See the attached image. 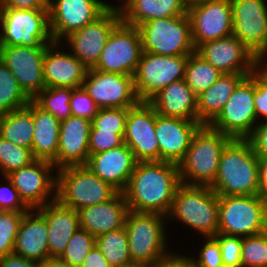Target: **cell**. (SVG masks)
<instances>
[{
  "label": "cell",
  "instance_id": "18",
  "mask_svg": "<svg viewBox=\"0 0 267 267\" xmlns=\"http://www.w3.org/2000/svg\"><path fill=\"white\" fill-rule=\"evenodd\" d=\"M119 8H107L93 22L66 36L73 55L88 69L96 65L112 30L121 22Z\"/></svg>",
  "mask_w": 267,
  "mask_h": 267
},
{
  "label": "cell",
  "instance_id": "11",
  "mask_svg": "<svg viewBox=\"0 0 267 267\" xmlns=\"http://www.w3.org/2000/svg\"><path fill=\"white\" fill-rule=\"evenodd\" d=\"M142 41L138 27L120 22L111 32L92 69L134 76L142 55Z\"/></svg>",
  "mask_w": 267,
  "mask_h": 267
},
{
  "label": "cell",
  "instance_id": "30",
  "mask_svg": "<svg viewBox=\"0 0 267 267\" xmlns=\"http://www.w3.org/2000/svg\"><path fill=\"white\" fill-rule=\"evenodd\" d=\"M26 107L32 112L34 123L33 156L53 163L57 159L61 122L33 100Z\"/></svg>",
  "mask_w": 267,
  "mask_h": 267
},
{
  "label": "cell",
  "instance_id": "20",
  "mask_svg": "<svg viewBox=\"0 0 267 267\" xmlns=\"http://www.w3.org/2000/svg\"><path fill=\"white\" fill-rule=\"evenodd\" d=\"M196 53L221 73L249 75L257 68L256 56L233 34L200 44Z\"/></svg>",
  "mask_w": 267,
  "mask_h": 267
},
{
  "label": "cell",
  "instance_id": "45",
  "mask_svg": "<svg viewBox=\"0 0 267 267\" xmlns=\"http://www.w3.org/2000/svg\"><path fill=\"white\" fill-rule=\"evenodd\" d=\"M124 144V134H113L101 130H90L89 133V156L107 151Z\"/></svg>",
  "mask_w": 267,
  "mask_h": 267
},
{
  "label": "cell",
  "instance_id": "25",
  "mask_svg": "<svg viewBox=\"0 0 267 267\" xmlns=\"http://www.w3.org/2000/svg\"><path fill=\"white\" fill-rule=\"evenodd\" d=\"M50 203L36 208L45 220L48 229L49 257H60L71 236L80 228L79 213L56 200V193Z\"/></svg>",
  "mask_w": 267,
  "mask_h": 267
},
{
  "label": "cell",
  "instance_id": "31",
  "mask_svg": "<svg viewBox=\"0 0 267 267\" xmlns=\"http://www.w3.org/2000/svg\"><path fill=\"white\" fill-rule=\"evenodd\" d=\"M246 76L243 73H222L212 86L197 96V121L209 125Z\"/></svg>",
  "mask_w": 267,
  "mask_h": 267
},
{
  "label": "cell",
  "instance_id": "39",
  "mask_svg": "<svg viewBox=\"0 0 267 267\" xmlns=\"http://www.w3.org/2000/svg\"><path fill=\"white\" fill-rule=\"evenodd\" d=\"M35 160L32 150L17 146L0 136V170L5 177Z\"/></svg>",
  "mask_w": 267,
  "mask_h": 267
},
{
  "label": "cell",
  "instance_id": "10",
  "mask_svg": "<svg viewBox=\"0 0 267 267\" xmlns=\"http://www.w3.org/2000/svg\"><path fill=\"white\" fill-rule=\"evenodd\" d=\"M188 55H157L142 52L133 76L140 101H149L164 87L185 78Z\"/></svg>",
  "mask_w": 267,
  "mask_h": 267
},
{
  "label": "cell",
  "instance_id": "15",
  "mask_svg": "<svg viewBox=\"0 0 267 267\" xmlns=\"http://www.w3.org/2000/svg\"><path fill=\"white\" fill-rule=\"evenodd\" d=\"M47 47L0 46V60L33 100L44 88L43 61Z\"/></svg>",
  "mask_w": 267,
  "mask_h": 267
},
{
  "label": "cell",
  "instance_id": "17",
  "mask_svg": "<svg viewBox=\"0 0 267 267\" xmlns=\"http://www.w3.org/2000/svg\"><path fill=\"white\" fill-rule=\"evenodd\" d=\"M156 111L148 101L129 108L124 143L137 162L159 161V145L155 133Z\"/></svg>",
  "mask_w": 267,
  "mask_h": 267
},
{
  "label": "cell",
  "instance_id": "3",
  "mask_svg": "<svg viewBox=\"0 0 267 267\" xmlns=\"http://www.w3.org/2000/svg\"><path fill=\"white\" fill-rule=\"evenodd\" d=\"M231 139L209 125H201L194 133L184 159L178 164L181 184L210 186L217 176L222 150Z\"/></svg>",
  "mask_w": 267,
  "mask_h": 267
},
{
  "label": "cell",
  "instance_id": "43",
  "mask_svg": "<svg viewBox=\"0 0 267 267\" xmlns=\"http://www.w3.org/2000/svg\"><path fill=\"white\" fill-rule=\"evenodd\" d=\"M214 238L220 244V251L224 267H242V237L217 233Z\"/></svg>",
  "mask_w": 267,
  "mask_h": 267
},
{
  "label": "cell",
  "instance_id": "47",
  "mask_svg": "<svg viewBox=\"0 0 267 267\" xmlns=\"http://www.w3.org/2000/svg\"><path fill=\"white\" fill-rule=\"evenodd\" d=\"M253 82L256 118L267 119V77L258 68L253 71Z\"/></svg>",
  "mask_w": 267,
  "mask_h": 267
},
{
  "label": "cell",
  "instance_id": "48",
  "mask_svg": "<svg viewBox=\"0 0 267 267\" xmlns=\"http://www.w3.org/2000/svg\"><path fill=\"white\" fill-rule=\"evenodd\" d=\"M6 180L9 185L0 187V210L29 211L12 182L8 178Z\"/></svg>",
  "mask_w": 267,
  "mask_h": 267
},
{
  "label": "cell",
  "instance_id": "52",
  "mask_svg": "<svg viewBox=\"0 0 267 267\" xmlns=\"http://www.w3.org/2000/svg\"><path fill=\"white\" fill-rule=\"evenodd\" d=\"M81 267H111L100 249L95 245L85 257Z\"/></svg>",
  "mask_w": 267,
  "mask_h": 267
},
{
  "label": "cell",
  "instance_id": "50",
  "mask_svg": "<svg viewBox=\"0 0 267 267\" xmlns=\"http://www.w3.org/2000/svg\"><path fill=\"white\" fill-rule=\"evenodd\" d=\"M47 3L44 0H1L0 8L15 9H45Z\"/></svg>",
  "mask_w": 267,
  "mask_h": 267
},
{
  "label": "cell",
  "instance_id": "40",
  "mask_svg": "<svg viewBox=\"0 0 267 267\" xmlns=\"http://www.w3.org/2000/svg\"><path fill=\"white\" fill-rule=\"evenodd\" d=\"M242 267H267V231L242 237Z\"/></svg>",
  "mask_w": 267,
  "mask_h": 267
},
{
  "label": "cell",
  "instance_id": "8",
  "mask_svg": "<svg viewBox=\"0 0 267 267\" xmlns=\"http://www.w3.org/2000/svg\"><path fill=\"white\" fill-rule=\"evenodd\" d=\"M0 46L48 47L53 38L49 24V8H0Z\"/></svg>",
  "mask_w": 267,
  "mask_h": 267
},
{
  "label": "cell",
  "instance_id": "5",
  "mask_svg": "<svg viewBox=\"0 0 267 267\" xmlns=\"http://www.w3.org/2000/svg\"><path fill=\"white\" fill-rule=\"evenodd\" d=\"M218 195L209 186L181 184L167 218L174 216L206 238L218 233Z\"/></svg>",
  "mask_w": 267,
  "mask_h": 267
},
{
  "label": "cell",
  "instance_id": "49",
  "mask_svg": "<svg viewBox=\"0 0 267 267\" xmlns=\"http://www.w3.org/2000/svg\"><path fill=\"white\" fill-rule=\"evenodd\" d=\"M246 139L250 142L257 157L267 156V122L255 126Z\"/></svg>",
  "mask_w": 267,
  "mask_h": 267
},
{
  "label": "cell",
  "instance_id": "24",
  "mask_svg": "<svg viewBox=\"0 0 267 267\" xmlns=\"http://www.w3.org/2000/svg\"><path fill=\"white\" fill-rule=\"evenodd\" d=\"M136 164L133 152L124 143L119 147L90 155L86 165L101 180L118 192H123Z\"/></svg>",
  "mask_w": 267,
  "mask_h": 267
},
{
  "label": "cell",
  "instance_id": "22",
  "mask_svg": "<svg viewBox=\"0 0 267 267\" xmlns=\"http://www.w3.org/2000/svg\"><path fill=\"white\" fill-rule=\"evenodd\" d=\"M201 124L156 113L155 133L159 145V161L179 164L185 157L194 133Z\"/></svg>",
  "mask_w": 267,
  "mask_h": 267
},
{
  "label": "cell",
  "instance_id": "28",
  "mask_svg": "<svg viewBox=\"0 0 267 267\" xmlns=\"http://www.w3.org/2000/svg\"><path fill=\"white\" fill-rule=\"evenodd\" d=\"M33 210L35 211V209H29V212H24L16 235L13 253L39 262L49 257L48 229L44 216L40 212H36L35 215L32 213Z\"/></svg>",
  "mask_w": 267,
  "mask_h": 267
},
{
  "label": "cell",
  "instance_id": "26",
  "mask_svg": "<svg viewBox=\"0 0 267 267\" xmlns=\"http://www.w3.org/2000/svg\"><path fill=\"white\" fill-rule=\"evenodd\" d=\"M58 45H60L58 42H52L45 51L43 61L45 87H81L88 68L72 53L66 54L54 50L59 49Z\"/></svg>",
  "mask_w": 267,
  "mask_h": 267
},
{
  "label": "cell",
  "instance_id": "46",
  "mask_svg": "<svg viewBox=\"0 0 267 267\" xmlns=\"http://www.w3.org/2000/svg\"><path fill=\"white\" fill-rule=\"evenodd\" d=\"M200 251L198 261L191 257L188 258L196 267H224L220 244L214 237H207V241Z\"/></svg>",
  "mask_w": 267,
  "mask_h": 267
},
{
  "label": "cell",
  "instance_id": "12",
  "mask_svg": "<svg viewBox=\"0 0 267 267\" xmlns=\"http://www.w3.org/2000/svg\"><path fill=\"white\" fill-rule=\"evenodd\" d=\"M256 120L252 72L237 85L222 111L209 126L231 138L246 139L255 128Z\"/></svg>",
  "mask_w": 267,
  "mask_h": 267
},
{
  "label": "cell",
  "instance_id": "9",
  "mask_svg": "<svg viewBox=\"0 0 267 267\" xmlns=\"http://www.w3.org/2000/svg\"><path fill=\"white\" fill-rule=\"evenodd\" d=\"M143 52L157 55H190L196 52L187 14L149 20L138 26Z\"/></svg>",
  "mask_w": 267,
  "mask_h": 267
},
{
  "label": "cell",
  "instance_id": "34",
  "mask_svg": "<svg viewBox=\"0 0 267 267\" xmlns=\"http://www.w3.org/2000/svg\"><path fill=\"white\" fill-rule=\"evenodd\" d=\"M96 245L111 267H137L131 259L125 226L97 236Z\"/></svg>",
  "mask_w": 267,
  "mask_h": 267
},
{
  "label": "cell",
  "instance_id": "58",
  "mask_svg": "<svg viewBox=\"0 0 267 267\" xmlns=\"http://www.w3.org/2000/svg\"><path fill=\"white\" fill-rule=\"evenodd\" d=\"M257 68L267 77V64L264 66L262 64H257Z\"/></svg>",
  "mask_w": 267,
  "mask_h": 267
},
{
  "label": "cell",
  "instance_id": "7",
  "mask_svg": "<svg viewBox=\"0 0 267 267\" xmlns=\"http://www.w3.org/2000/svg\"><path fill=\"white\" fill-rule=\"evenodd\" d=\"M218 233L247 237L267 231V202L261 195H218Z\"/></svg>",
  "mask_w": 267,
  "mask_h": 267
},
{
  "label": "cell",
  "instance_id": "27",
  "mask_svg": "<svg viewBox=\"0 0 267 267\" xmlns=\"http://www.w3.org/2000/svg\"><path fill=\"white\" fill-rule=\"evenodd\" d=\"M128 205L123 192H117L110 200L82 208L78 211L80 228L94 237L122 228Z\"/></svg>",
  "mask_w": 267,
  "mask_h": 267
},
{
  "label": "cell",
  "instance_id": "1",
  "mask_svg": "<svg viewBox=\"0 0 267 267\" xmlns=\"http://www.w3.org/2000/svg\"><path fill=\"white\" fill-rule=\"evenodd\" d=\"M181 185L179 166L171 162H137L123 191L128 210L167 216Z\"/></svg>",
  "mask_w": 267,
  "mask_h": 267
},
{
  "label": "cell",
  "instance_id": "33",
  "mask_svg": "<svg viewBox=\"0 0 267 267\" xmlns=\"http://www.w3.org/2000/svg\"><path fill=\"white\" fill-rule=\"evenodd\" d=\"M33 135L32 112L27 107L0 114V136L4 139L32 150Z\"/></svg>",
  "mask_w": 267,
  "mask_h": 267
},
{
  "label": "cell",
  "instance_id": "37",
  "mask_svg": "<svg viewBox=\"0 0 267 267\" xmlns=\"http://www.w3.org/2000/svg\"><path fill=\"white\" fill-rule=\"evenodd\" d=\"M72 91L73 88L69 87H45L33 101L62 122L72 116L70 106Z\"/></svg>",
  "mask_w": 267,
  "mask_h": 267
},
{
  "label": "cell",
  "instance_id": "21",
  "mask_svg": "<svg viewBox=\"0 0 267 267\" xmlns=\"http://www.w3.org/2000/svg\"><path fill=\"white\" fill-rule=\"evenodd\" d=\"M53 167L54 164L49 161L36 159L5 178L12 182L23 202L30 209H36L50 203L47 197L56 190V176L49 174Z\"/></svg>",
  "mask_w": 267,
  "mask_h": 267
},
{
  "label": "cell",
  "instance_id": "16",
  "mask_svg": "<svg viewBox=\"0 0 267 267\" xmlns=\"http://www.w3.org/2000/svg\"><path fill=\"white\" fill-rule=\"evenodd\" d=\"M192 40L200 44L232 35L231 0H209L187 8Z\"/></svg>",
  "mask_w": 267,
  "mask_h": 267
},
{
  "label": "cell",
  "instance_id": "53",
  "mask_svg": "<svg viewBox=\"0 0 267 267\" xmlns=\"http://www.w3.org/2000/svg\"><path fill=\"white\" fill-rule=\"evenodd\" d=\"M260 195L267 200V156L258 157Z\"/></svg>",
  "mask_w": 267,
  "mask_h": 267
},
{
  "label": "cell",
  "instance_id": "57",
  "mask_svg": "<svg viewBox=\"0 0 267 267\" xmlns=\"http://www.w3.org/2000/svg\"><path fill=\"white\" fill-rule=\"evenodd\" d=\"M184 5L189 8L193 5H196V4H199V3H202V2H206V1H209V0H182Z\"/></svg>",
  "mask_w": 267,
  "mask_h": 267
},
{
  "label": "cell",
  "instance_id": "6",
  "mask_svg": "<svg viewBox=\"0 0 267 267\" xmlns=\"http://www.w3.org/2000/svg\"><path fill=\"white\" fill-rule=\"evenodd\" d=\"M56 200L69 208H82L110 200L118 191L95 175L87 165L58 169Z\"/></svg>",
  "mask_w": 267,
  "mask_h": 267
},
{
  "label": "cell",
  "instance_id": "41",
  "mask_svg": "<svg viewBox=\"0 0 267 267\" xmlns=\"http://www.w3.org/2000/svg\"><path fill=\"white\" fill-rule=\"evenodd\" d=\"M24 212L0 210V258L13 253Z\"/></svg>",
  "mask_w": 267,
  "mask_h": 267
},
{
  "label": "cell",
  "instance_id": "56",
  "mask_svg": "<svg viewBox=\"0 0 267 267\" xmlns=\"http://www.w3.org/2000/svg\"><path fill=\"white\" fill-rule=\"evenodd\" d=\"M266 54H267V41H266V43H265V45H264V47L261 49V51L256 55V64H263V58H264V56H266Z\"/></svg>",
  "mask_w": 267,
  "mask_h": 267
},
{
  "label": "cell",
  "instance_id": "54",
  "mask_svg": "<svg viewBox=\"0 0 267 267\" xmlns=\"http://www.w3.org/2000/svg\"><path fill=\"white\" fill-rule=\"evenodd\" d=\"M158 267H196L189 259L188 256H177V254L164 261Z\"/></svg>",
  "mask_w": 267,
  "mask_h": 267
},
{
  "label": "cell",
  "instance_id": "29",
  "mask_svg": "<svg viewBox=\"0 0 267 267\" xmlns=\"http://www.w3.org/2000/svg\"><path fill=\"white\" fill-rule=\"evenodd\" d=\"M157 114L197 121V96L185 79L172 82L148 101Z\"/></svg>",
  "mask_w": 267,
  "mask_h": 267
},
{
  "label": "cell",
  "instance_id": "2",
  "mask_svg": "<svg viewBox=\"0 0 267 267\" xmlns=\"http://www.w3.org/2000/svg\"><path fill=\"white\" fill-rule=\"evenodd\" d=\"M209 187L217 195H260L258 157L247 139L232 138L226 144Z\"/></svg>",
  "mask_w": 267,
  "mask_h": 267
},
{
  "label": "cell",
  "instance_id": "51",
  "mask_svg": "<svg viewBox=\"0 0 267 267\" xmlns=\"http://www.w3.org/2000/svg\"><path fill=\"white\" fill-rule=\"evenodd\" d=\"M0 267H38V262L10 253L0 258Z\"/></svg>",
  "mask_w": 267,
  "mask_h": 267
},
{
  "label": "cell",
  "instance_id": "55",
  "mask_svg": "<svg viewBox=\"0 0 267 267\" xmlns=\"http://www.w3.org/2000/svg\"><path fill=\"white\" fill-rule=\"evenodd\" d=\"M38 267H68L59 257H48L38 262Z\"/></svg>",
  "mask_w": 267,
  "mask_h": 267
},
{
  "label": "cell",
  "instance_id": "13",
  "mask_svg": "<svg viewBox=\"0 0 267 267\" xmlns=\"http://www.w3.org/2000/svg\"><path fill=\"white\" fill-rule=\"evenodd\" d=\"M82 86L100 109L131 108L140 102L133 76L91 68Z\"/></svg>",
  "mask_w": 267,
  "mask_h": 267
},
{
  "label": "cell",
  "instance_id": "36",
  "mask_svg": "<svg viewBox=\"0 0 267 267\" xmlns=\"http://www.w3.org/2000/svg\"><path fill=\"white\" fill-rule=\"evenodd\" d=\"M30 101L16 77L0 60V114L26 107Z\"/></svg>",
  "mask_w": 267,
  "mask_h": 267
},
{
  "label": "cell",
  "instance_id": "14",
  "mask_svg": "<svg viewBox=\"0 0 267 267\" xmlns=\"http://www.w3.org/2000/svg\"><path fill=\"white\" fill-rule=\"evenodd\" d=\"M53 42L80 30L97 19L110 4L101 0H56L47 3Z\"/></svg>",
  "mask_w": 267,
  "mask_h": 267
},
{
  "label": "cell",
  "instance_id": "19",
  "mask_svg": "<svg viewBox=\"0 0 267 267\" xmlns=\"http://www.w3.org/2000/svg\"><path fill=\"white\" fill-rule=\"evenodd\" d=\"M232 34L256 56L267 41V6L264 0H231Z\"/></svg>",
  "mask_w": 267,
  "mask_h": 267
},
{
  "label": "cell",
  "instance_id": "32",
  "mask_svg": "<svg viewBox=\"0 0 267 267\" xmlns=\"http://www.w3.org/2000/svg\"><path fill=\"white\" fill-rule=\"evenodd\" d=\"M119 8L121 21L138 27L149 20L187 14L182 0H128Z\"/></svg>",
  "mask_w": 267,
  "mask_h": 267
},
{
  "label": "cell",
  "instance_id": "23",
  "mask_svg": "<svg viewBox=\"0 0 267 267\" xmlns=\"http://www.w3.org/2000/svg\"><path fill=\"white\" fill-rule=\"evenodd\" d=\"M91 121L70 116L60 124L57 159L53 162L58 169L86 165L89 159V133Z\"/></svg>",
  "mask_w": 267,
  "mask_h": 267
},
{
  "label": "cell",
  "instance_id": "44",
  "mask_svg": "<svg viewBox=\"0 0 267 267\" xmlns=\"http://www.w3.org/2000/svg\"><path fill=\"white\" fill-rule=\"evenodd\" d=\"M70 106L72 116L81 117L91 122L100 109L83 86L73 88Z\"/></svg>",
  "mask_w": 267,
  "mask_h": 267
},
{
  "label": "cell",
  "instance_id": "35",
  "mask_svg": "<svg viewBox=\"0 0 267 267\" xmlns=\"http://www.w3.org/2000/svg\"><path fill=\"white\" fill-rule=\"evenodd\" d=\"M221 75L218 69L196 52L188 55L184 79L196 96L212 86Z\"/></svg>",
  "mask_w": 267,
  "mask_h": 267
},
{
  "label": "cell",
  "instance_id": "4",
  "mask_svg": "<svg viewBox=\"0 0 267 267\" xmlns=\"http://www.w3.org/2000/svg\"><path fill=\"white\" fill-rule=\"evenodd\" d=\"M164 217L128 210L124 226L131 259L137 267H158L173 256L166 253Z\"/></svg>",
  "mask_w": 267,
  "mask_h": 267
},
{
  "label": "cell",
  "instance_id": "42",
  "mask_svg": "<svg viewBox=\"0 0 267 267\" xmlns=\"http://www.w3.org/2000/svg\"><path fill=\"white\" fill-rule=\"evenodd\" d=\"M129 108H103L91 122L90 130H101L113 134H125Z\"/></svg>",
  "mask_w": 267,
  "mask_h": 267
},
{
  "label": "cell",
  "instance_id": "38",
  "mask_svg": "<svg viewBox=\"0 0 267 267\" xmlns=\"http://www.w3.org/2000/svg\"><path fill=\"white\" fill-rule=\"evenodd\" d=\"M96 245V237L87 230L79 228L70 238L60 259L68 267H81L85 257Z\"/></svg>",
  "mask_w": 267,
  "mask_h": 267
}]
</instances>
